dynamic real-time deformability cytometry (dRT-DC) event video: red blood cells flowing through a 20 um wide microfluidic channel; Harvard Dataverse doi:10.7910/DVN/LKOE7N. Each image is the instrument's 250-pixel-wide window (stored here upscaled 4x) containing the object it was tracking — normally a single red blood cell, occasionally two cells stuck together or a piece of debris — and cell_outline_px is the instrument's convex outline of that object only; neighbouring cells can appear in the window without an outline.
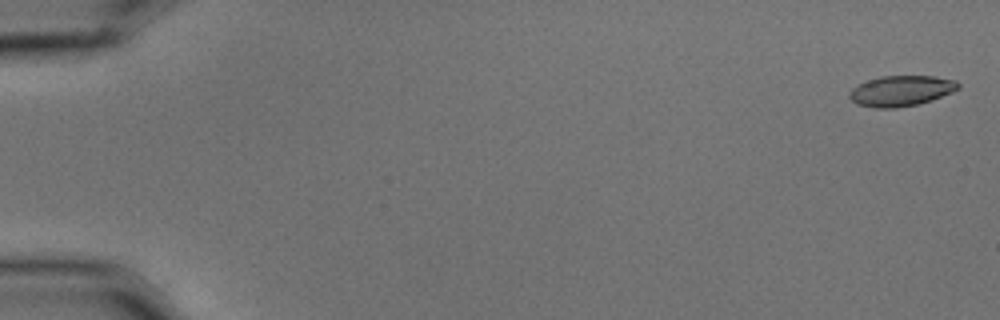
{"species": "common noctule bat (a hibernating species)", "species_latin": "Nyctalus noctula", "temperature_condition": "cold", "stored_images_in_passage": 10, "camera_frame_rate_fps": 3000, "um_per_image_px": 0.085, "animal": {"sex": "male", "body_mass_g": 15.6}, "frame": {"image": 1, "passage_image": 1, "time_ms": 0.0, "image_size_px": [1000, 320], "cell_outline_px": [[960, 88], [952, 92], [932, 100], [916, 104], [896, 108], [876, 108], [856, 104], [848, 96], [848, 92], [852, 88], [868, 80], [880, 76], [936, 76], [956, 80], [960, 84]], "centroid_in_image_um": [76.6, 7.72], "position_along_channel_um": 8.4, "area_um2": 19.42}}
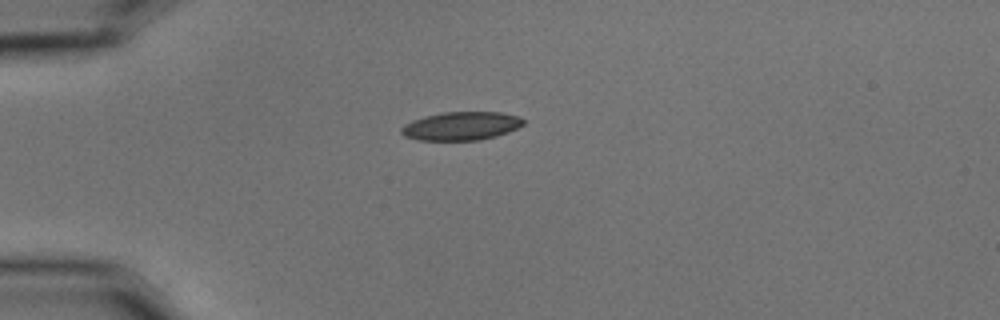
{"frame": {"image": 2, "passage_image": 5, "time_ms": 1.333, "image_size_px": [1000, 320], "cell_outline_px": [[524, 124], [508, 132], [496, 136], [480, 140], [420, 140], [404, 136], [400, 132], [400, 128], [404, 124], [412, 120], [424, 116], [444, 112], [500, 112], [516, 116], [524, 120]], "centroid_in_image_um": [39.17, 10.71], "position_along_channel_um": 45.8, "area_um2": 20.17}}